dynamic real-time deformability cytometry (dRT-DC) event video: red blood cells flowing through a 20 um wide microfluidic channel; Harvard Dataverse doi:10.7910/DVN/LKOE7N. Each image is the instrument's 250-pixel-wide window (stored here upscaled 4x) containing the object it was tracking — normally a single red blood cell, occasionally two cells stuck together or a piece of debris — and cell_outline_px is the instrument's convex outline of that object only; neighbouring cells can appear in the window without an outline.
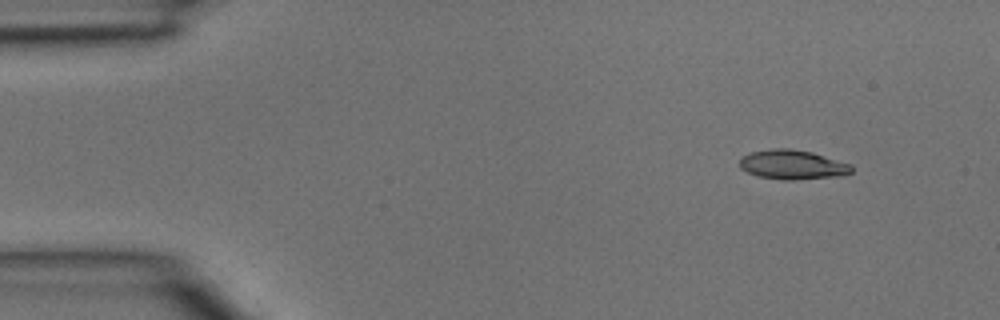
{"species": "common noctule bat (a hibernating species)", "species_latin": "Nyctalus noctula", "temperature_condition": "room temperature", "stored_images_in_passage": 3, "camera_frame_rate_fps": 3000, "um_per_image_px": 0.085, "animal": {"sex": "male", "body_mass_g": 15.6}, "frame": {"image": 1, "passage_image": 1, "time_ms": 0.0, "image_size_px": [1000, 320], "cell_outline_px": [[852, 172], [844, 176], [792, 180], [784, 180], [760, 176], [748, 172], [740, 168], [740, 160], [744, 156], [752, 152], [772, 148], [788, 148], [812, 152], [852, 164]], "centroid_in_image_um": [67.42, 14.0], "position_along_channel_um": 17.6, "area_um2": 19.19}}
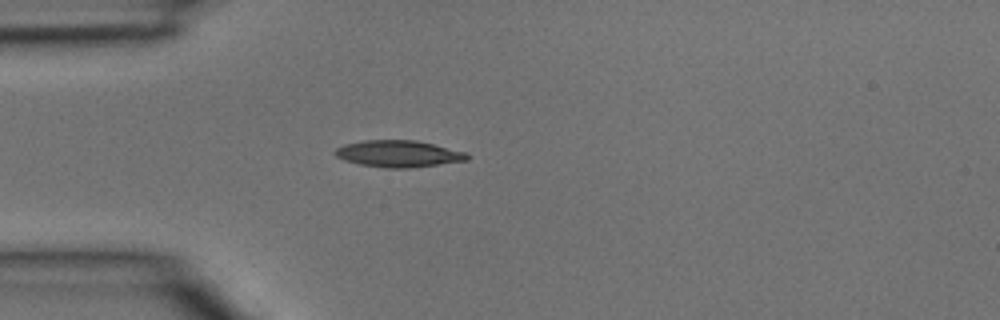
{"frame": {"image": 2, "passage_image": 3, "time_ms": 0.667, "image_size_px": [1000, 320], "cell_outline_px": [[468, 160], [412, 168], [384, 168], [360, 164], [344, 160], [336, 156], [332, 152], [336, 148], [344, 144], [364, 140], [416, 140], [464, 152], [468, 156]], "centroid_in_image_um": [33.81, 13.07], "position_along_channel_um": 51.2, "area_um2": 20.46}}